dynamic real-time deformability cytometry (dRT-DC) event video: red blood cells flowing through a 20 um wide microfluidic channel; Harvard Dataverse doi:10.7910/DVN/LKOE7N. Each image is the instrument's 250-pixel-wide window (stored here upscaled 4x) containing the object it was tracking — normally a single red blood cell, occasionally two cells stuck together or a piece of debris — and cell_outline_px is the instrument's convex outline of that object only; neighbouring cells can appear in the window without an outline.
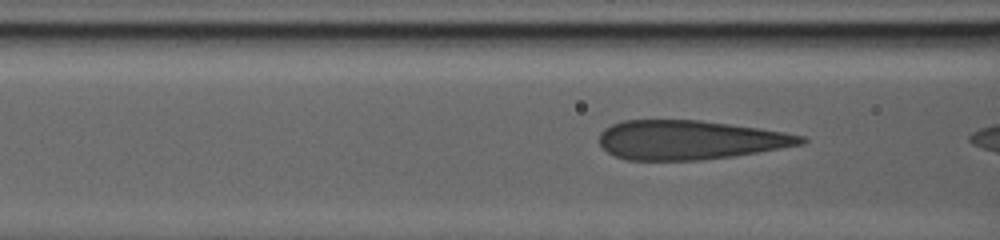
{"species": "human", "species_latin": "Homo sapiens", "temperature_condition": "warm", "stored_images_in_passage": 8, "camera_frame_rate_fps": 3000, "um_per_image_px": 0.085, "donor": {"sex": "male"}, "frame": {"image": 1, "passage_image": 5, "time_ms": 1.333, "image_size_px": [1000, 240], "cell_outline_px": [[808, 140], [804, 144], [732, 156], [700, 160], [628, 160], [616, 156], [608, 152], [600, 144], [600, 132], [604, 128], [612, 124], [624, 120], [700, 120], [760, 128], [784, 132], [804, 136]], "centroid_in_image_um": [58.63, 11.89], "position_along_channel_um": 108.0, "area_um2": 45.89}}